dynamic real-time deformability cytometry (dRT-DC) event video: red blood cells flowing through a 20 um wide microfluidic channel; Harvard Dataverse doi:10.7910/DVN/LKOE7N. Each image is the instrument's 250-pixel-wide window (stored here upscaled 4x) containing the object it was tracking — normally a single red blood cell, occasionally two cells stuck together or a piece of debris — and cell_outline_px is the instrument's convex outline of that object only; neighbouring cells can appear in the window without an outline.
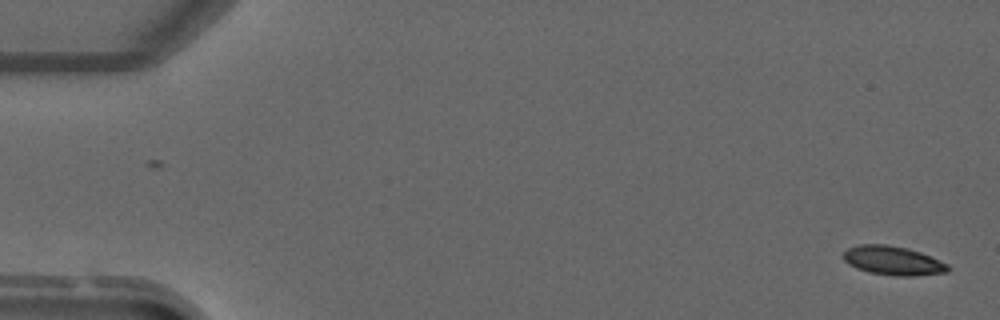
{"species": "common noctule bat (a hibernating species)", "species_latin": "Nyctalus noctula", "temperature_condition": "warm", "stored_images_in_passage": 2, "camera_frame_rate_fps": 3000, "um_per_image_px": 0.085, "animal": {"sex": "male", "forearm_length_mm": 52.5}, "frame": {"image": 1, "passage_image": 2, "time_ms": 1.333, "image_size_px": [1000, 320], "cell_outline_px": [[952, 268], [948, 272], [912, 276], [896, 276], [868, 272], [856, 268], [848, 264], [844, 260], [844, 252], [848, 248], [860, 244], [888, 244], [908, 248], [920, 252], [948, 264]], "centroid_in_image_um": [75.91, 22.15], "position_along_channel_um": 9.1, "area_um2": 17.74}}